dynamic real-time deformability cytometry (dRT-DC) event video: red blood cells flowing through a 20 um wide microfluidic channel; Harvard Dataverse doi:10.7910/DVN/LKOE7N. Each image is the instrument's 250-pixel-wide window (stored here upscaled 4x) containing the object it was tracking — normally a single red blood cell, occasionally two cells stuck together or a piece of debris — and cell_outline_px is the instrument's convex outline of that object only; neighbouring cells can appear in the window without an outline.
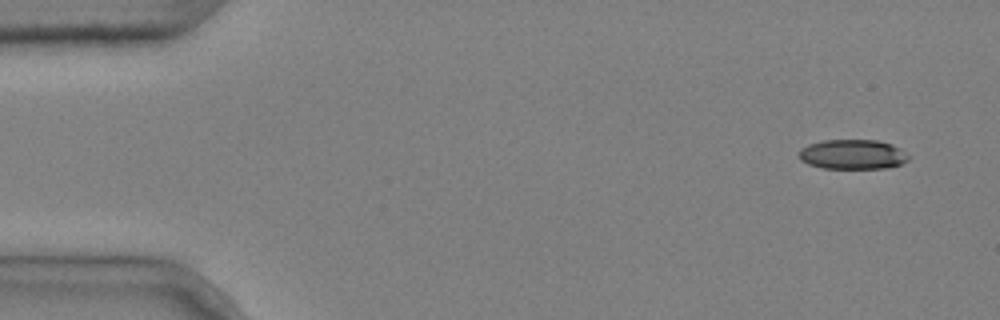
{"species": "common noctule bat (a hibernating species)", "species_latin": "Nyctalus noctula", "temperature_condition": "cold", "stored_images_in_passage": 5, "camera_frame_rate_fps": 3000, "um_per_image_px": 0.085, "animal": {"sex": "male", "body_mass_g": 20.4}, "frame": {"image": 1, "passage_image": 1, "time_ms": 0.0, "image_size_px": [1000, 320], "cell_outline_px": [[912, 156], [908, 160], [900, 164], [884, 168], [824, 168], [808, 164], [800, 160], [796, 152], [800, 148], [808, 144], [824, 140], [876, 140], [892, 144], [900, 148]], "centroid_in_image_um": [72.45, 13.11], "position_along_channel_um": 12.5, "area_um2": 19.19}}
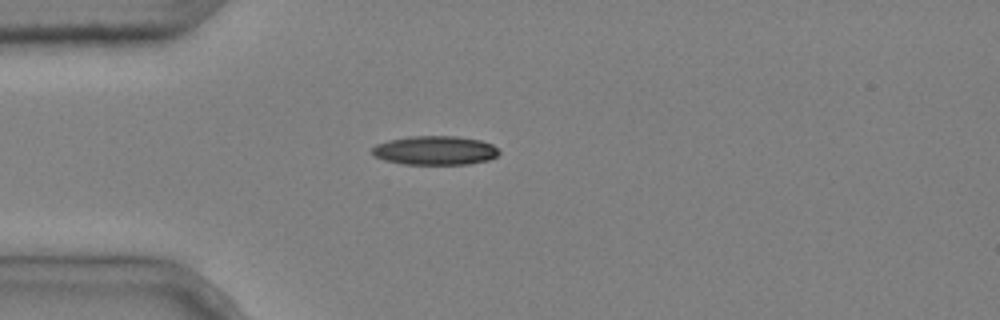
{"frame": {"image": 2, "passage_image": 4, "time_ms": 1.0, "image_size_px": [1000, 320], "cell_outline_px": [[500, 152], [496, 156], [488, 160], [468, 164], [404, 164], [384, 160], [376, 156], [372, 152], [372, 148], [376, 144], [388, 140], [412, 136], [456, 136], [480, 140], [492, 144]], "centroid_in_image_um": [36.98, 12.78], "position_along_channel_um": 48.0, "area_um2": 21.33}}